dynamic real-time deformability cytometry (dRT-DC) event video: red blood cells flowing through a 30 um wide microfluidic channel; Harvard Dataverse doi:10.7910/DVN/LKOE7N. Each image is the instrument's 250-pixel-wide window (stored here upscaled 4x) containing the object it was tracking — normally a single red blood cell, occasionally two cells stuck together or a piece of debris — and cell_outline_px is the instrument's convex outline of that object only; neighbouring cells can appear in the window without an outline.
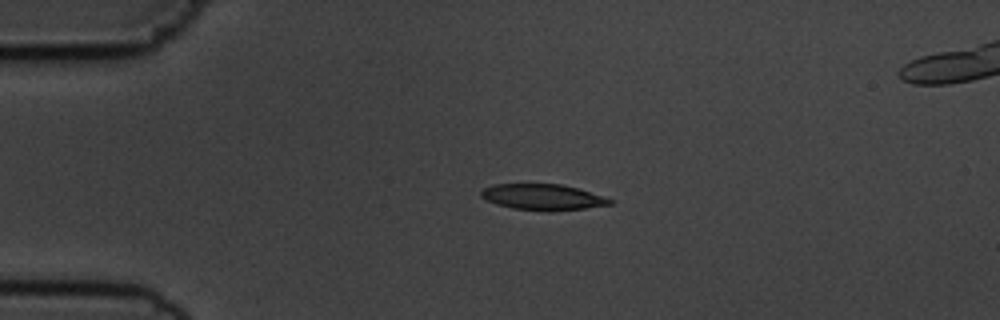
{"species": "common noctule bat (a hibernating species)", "species_latin": "Nyctalus noctula", "temperature_condition": "cold", "stored_images_in_passage": 43, "camera_frame_rate_fps": 3000, "um_per_image_px": 0.085, "animal": {"sex": "male", "body_mass_g": 19.5, "forearm_length_mm": 54.6}, "frame": {"image": 1, "passage_image": 1, "time_ms": 0.0, "image_size_px": [1000, 320], "cell_outline_px": [[612, 204], [584, 208], [552, 212], [548, 212], [512, 208], [496, 204], [480, 196], [480, 192], [484, 188], [492, 184], [560, 184], [576, 188], [612, 200]], "centroid_in_image_um": [46.07, 16.76], "position_along_channel_um": 38.9, "area_um2": 19.31}}
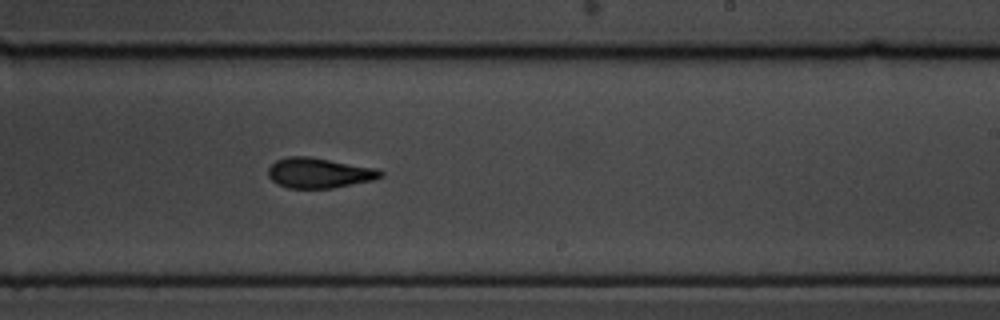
{"frame": {"image": 2, "passage_image": 22, "time_ms": 7.0, "image_size_px": [1000, 320], "cell_outline_px": [[384, 176], [372, 180], [332, 188], [288, 188], [276, 184], [268, 176], [268, 168], [276, 160], [288, 156], [308, 156], [376, 168], [384, 172]], "centroid_in_image_um": [27.1, 14.7], "position_along_channel_um": 261.9, "area_um2": 19.77}}
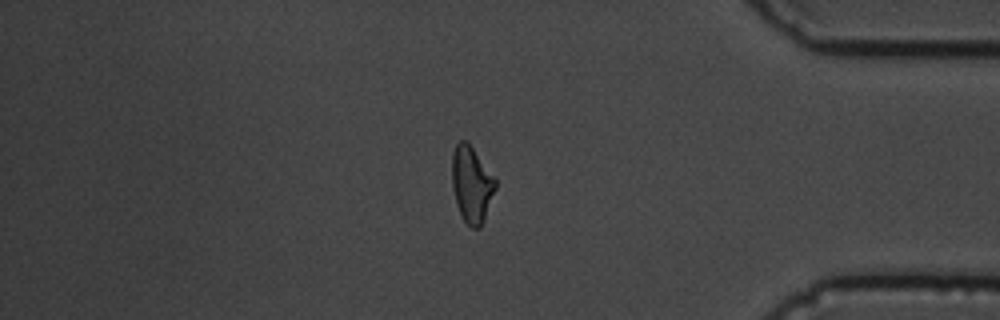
{"frame": {"image": 3, "passage_image": 35, "time_ms": 11.333, "image_size_px": [1000, 320], "cell_outline_px": [[496, 188], [480, 228], [472, 228], [464, 220], [456, 204], [452, 188], [452, 152], [456, 144], [460, 140], [468, 140], [496, 180]], "centroid_in_image_um": [40.07, 15.63], "position_along_channel_um": 395.1, "area_um2": 19.25}, "authors_computed_cell_mechanics": {"area_um2": 19.8254, "velocity_mm_per_s": 3.6671, "shape_relaxation_time_tau1_ms": 4.4552, "shape_relaxation_time_tau2_ms": 3.4763, "deformation_change_tau1": 0.142, "deformation_change_tau2": 0.1133}}